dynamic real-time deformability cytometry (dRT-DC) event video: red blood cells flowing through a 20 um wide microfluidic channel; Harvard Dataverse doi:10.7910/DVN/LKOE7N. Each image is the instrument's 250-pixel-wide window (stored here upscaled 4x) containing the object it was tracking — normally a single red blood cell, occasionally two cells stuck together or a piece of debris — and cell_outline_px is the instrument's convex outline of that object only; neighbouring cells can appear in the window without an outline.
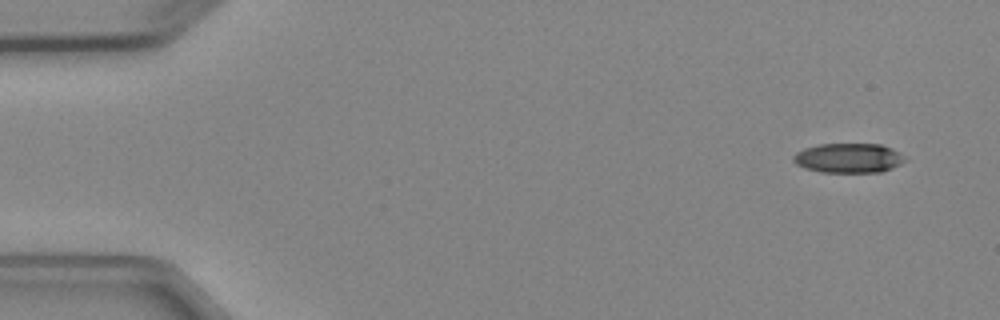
{"species": "Egyptian fruit bat (a non-hibernating species)", "species_latin": "Rousettus aegyptiacus", "temperature_condition": "cold", "stored_images_in_passage": 6, "camera_frame_rate_fps": 3000, "um_per_image_px": 0.085, "animal": {"sex": "female"}, "frame": {"image": 1, "passage_image": 1, "time_ms": 0.0, "image_size_px": [1000, 320], "cell_outline_px": [[904, 160], [900, 164], [892, 168], [880, 172], [820, 172], [804, 168], [796, 164], [792, 160], [792, 156], [796, 152], [804, 148], [820, 144], [880, 144], [892, 148], [900, 152], [904, 156]], "centroid_in_image_um": [72.1, 13.43], "position_along_channel_um": 12.9, "area_um2": 19.31}}
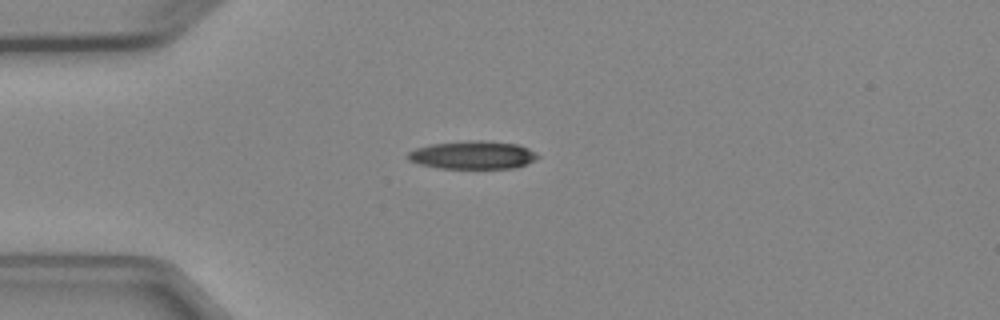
{"frame": {"image": 2, "passage_image": 3, "time_ms": 3.333, "image_size_px": [1000, 320], "cell_outline_px": [[540, 156], [536, 160], [516, 168], [440, 168], [420, 164], [408, 160], [408, 152], [416, 148], [432, 144], [468, 140], [484, 140], [516, 144], [528, 148], [536, 152]], "centroid_in_image_um": [40.22, 13.17], "position_along_channel_um": 44.8, "area_um2": 21.27}}